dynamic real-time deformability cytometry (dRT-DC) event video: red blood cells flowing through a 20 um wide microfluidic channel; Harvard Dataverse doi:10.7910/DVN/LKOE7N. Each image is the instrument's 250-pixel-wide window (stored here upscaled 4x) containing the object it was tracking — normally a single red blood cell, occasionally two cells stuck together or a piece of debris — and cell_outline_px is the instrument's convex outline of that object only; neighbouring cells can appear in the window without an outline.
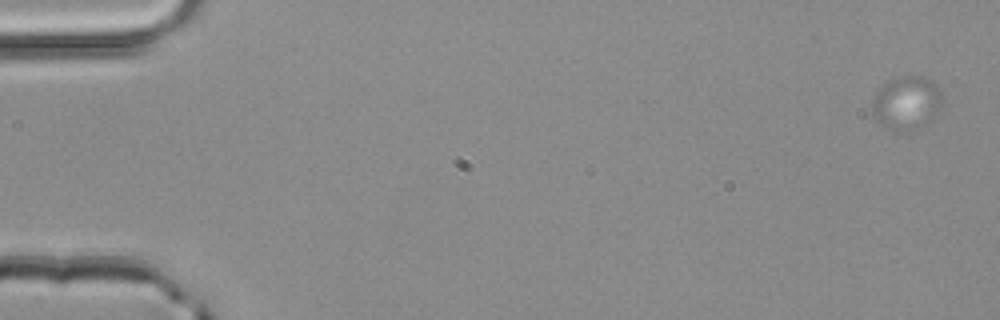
{"species": "common noctule bat (a hibernating species)", "species_latin": "Nyctalus noctula", "temperature_condition": "room temperature", "stored_images_in_passage": 5, "segment_of_instrument_passage": [1, 2], "camera_frame_rate_fps": 3000, "um_per_image_px": 0.085, "animal": {"sex": "male", "body_mass_g": 20.4}, "frame": {"image": 1, "passage_image": 1, "time_ms": 0.0, "image_size_px": [1000, 320], "cell_outline_px": [[940, 108], [936, 116], [932, 120], [908, 132], [884, 124], [876, 120], [872, 112], [872, 100], [876, 88], [880, 84], [888, 80], [900, 76], [920, 76], [932, 80], [936, 84], [940, 92]], "centroid_in_image_um": [77.03, 8.69], "position_along_channel_um": 8.0, "area_um2": 21.73}}
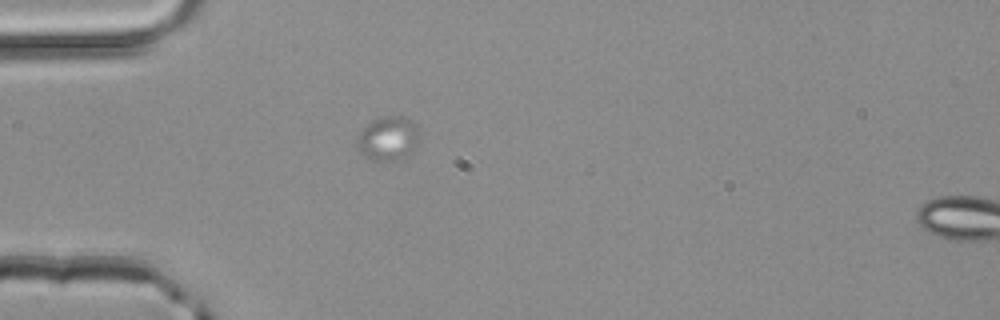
{"frame": {"image": 2, "passage_image": 4, "time_ms": 1.0, "image_size_px": [1000, 320], "cell_outline_px": [[420, 136], [416, 148], [404, 160], [368, 160], [356, 148], [356, 140], [360, 132], [372, 120], [380, 116], [408, 116], [416, 124], [420, 132]], "centroid_in_image_um": [33.03, 11.77], "position_along_channel_um": 52.0, "area_um2": 16.65}}